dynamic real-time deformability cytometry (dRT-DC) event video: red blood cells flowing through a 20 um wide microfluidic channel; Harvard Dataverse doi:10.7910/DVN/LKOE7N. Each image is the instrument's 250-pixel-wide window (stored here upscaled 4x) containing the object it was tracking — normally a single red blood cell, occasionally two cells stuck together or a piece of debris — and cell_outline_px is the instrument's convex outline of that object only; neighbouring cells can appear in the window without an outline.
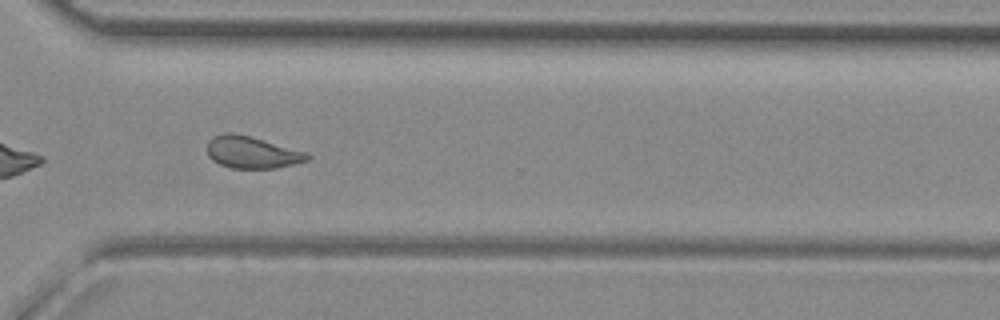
{"species": "common noctule bat (a hibernating species)", "species_latin": "Nyctalus noctula", "temperature_condition": "room temperature", "stored_images_in_passage": 52, "camera_frame_rate_fps": 3000, "um_per_image_px": 0.085, "animal": {"sex": "female", "body_mass_g": 29.2, "forearm_length_mm": 56.3}, "frame": {"image": 1, "passage_image": 37, "time_ms": 12.0, "image_size_px": [1000, 320], "cell_outline_px": [[312, 156], [308, 160], [276, 168], [232, 168], [220, 164], [212, 160], [208, 156], [208, 140], [212, 136], [224, 132], [232, 132], [248, 136], [308, 152]], "centroid_in_image_um": [21.4, 12.94], "position_along_channel_um": 349.2, "area_um2": 18.61}, "authors_computed_cell_mechanics": {"area_um2": 19.4497, "velocity_mm_per_s": 4.0693, "shape_relaxation_time_tau1_ms": null, "shape_relaxation_time_tau2_ms": 2.4056, "deformation_change_tau1": null, "deformation_change_tau2": 0.0912}}